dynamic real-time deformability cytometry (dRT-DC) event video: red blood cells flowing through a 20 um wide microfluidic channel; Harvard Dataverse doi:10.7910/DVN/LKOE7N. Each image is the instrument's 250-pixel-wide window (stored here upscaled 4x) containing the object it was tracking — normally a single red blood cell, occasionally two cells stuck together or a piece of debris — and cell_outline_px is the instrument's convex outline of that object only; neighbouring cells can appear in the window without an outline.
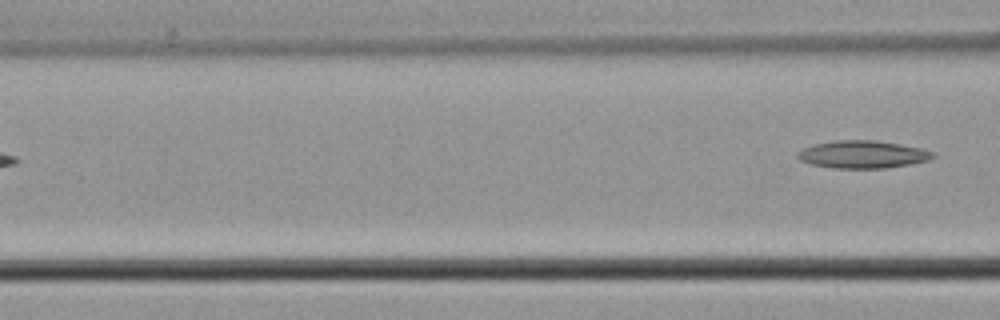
{"species": "common noctule bat (a hibernating species)", "species_latin": "Nyctalus noctula", "temperature_condition": "cold", "stored_images_in_passage": 5, "camera_frame_rate_fps": 3000, "um_per_image_px": 0.085, "animal": {"sex": "male", "body_mass_g": 21.5, "forearm_length_mm": 52.0}, "frame": {"image": 1, "passage_image": 5, "time_ms": 6.0, "image_size_px": [1000, 320], "cell_outline_px": [[936, 156], [928, 160], [908, 164], [884, 168], [832, 168], [812, 164], [800, 160], [796, 156], [804, 148], [816, 144], [836, 140], [876, 140], [900, 144], [920, 148], [932, 152]], "centroid_in_image_um": [73.33, 13.12], "position_along_channel_um": 93.3, "area_um2": 21.44}}